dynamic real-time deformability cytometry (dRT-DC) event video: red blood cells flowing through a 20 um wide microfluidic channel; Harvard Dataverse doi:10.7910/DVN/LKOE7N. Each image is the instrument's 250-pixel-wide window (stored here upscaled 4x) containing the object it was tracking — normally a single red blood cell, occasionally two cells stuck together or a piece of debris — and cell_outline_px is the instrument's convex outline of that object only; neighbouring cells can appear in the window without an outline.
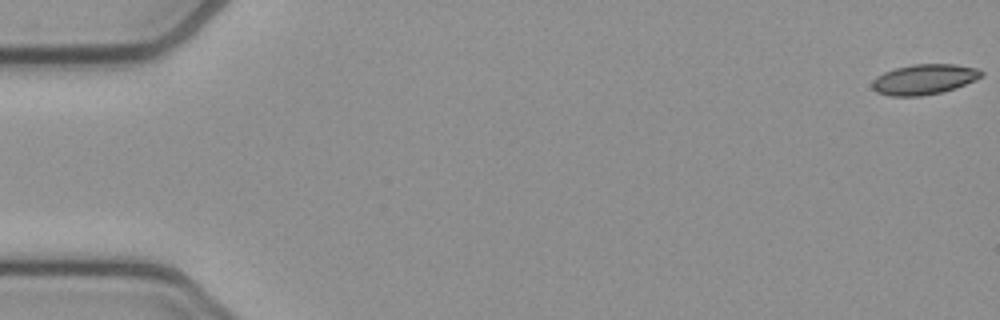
{"species": "common noctule bat (a hibernating species)", "species_latin": "Nyctalus noctula", "temperature_condition": "cold", "stored_images_in_passage": 54, "camera_frame_rate_fps": 3000, "um_per_image_px": 0.085, "animal": {"sex": "female", "body_mass_g": 21.9}, "frame": {"image": 1, "passage_image": 1, "time_ms": 0.0, "image_size_px": [1000, 320], "cell_outline_px": [[984, 76], [976, 80], [956, 88], [940, 92], [920, 96], [892, 96], [876, 92], [872, 88], [872, 80], [876, 76], [884, 72], [896, 68], [912, 64], [956, 64], [980, 68], [984, 72]], "centroid_in_image_um": [78.59, 6.73], "position_along_channel_um": 6.4, "area_um2": 19.48}}
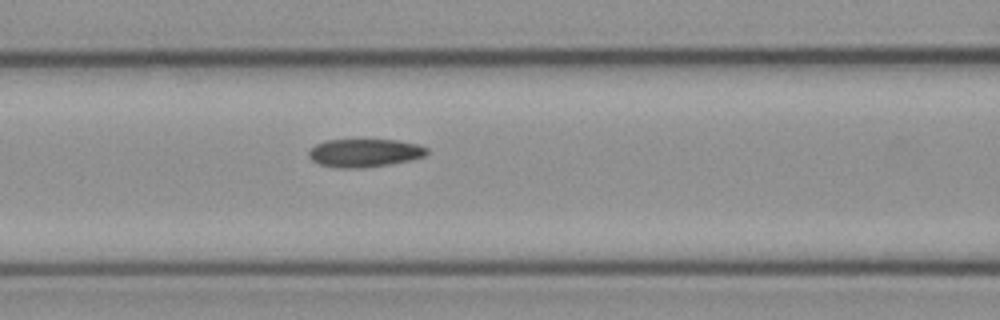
{"frame": {"image": 2, "passage_image": 23, "time_ms": 7.333, "image_size_px": [1000, 320], "cell_outline_px": [[428, 152], [424, 156], [412, 160], [364, 168], [336, 168], [320, 164], [312, 160], [308, 156], [308, 152], [316, 144], [324, 140], [396, 140], [420, 144], [428, 148]], "centroid_in_image_um": [31.0, 13.0], "position_along_channel_um": 135.6, "area_um2": 19.48}}
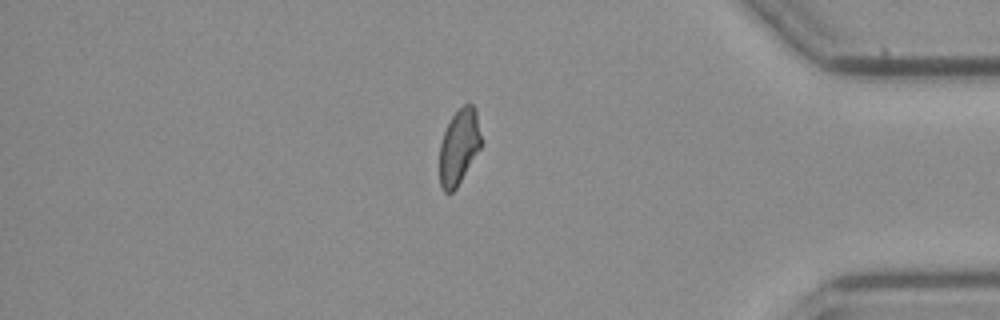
{"frame": {"image": 3, "passage_image": 46, "time_ms": 15.0, "image_size_px": [1000, 320], "cell_outline_px": [[480, 148], [456, 188], [452, 192], [444, 192], [440, 184], [440, 144], [444, 132], [452, 116], [464, 104], [472, 104], [476, 108], [480, 136]], "centroid_in_image_um": [39.0, 12.47], "position_along_channel_um": 396.2, "area_um2": 17.86}, "authors_computed_cell_mechanics": {"area_um2": 19.3919, "velocity_mm_per_s": 3.825, "shape_relaxation_time_tau1_ms": null, "shape_relaxation_time_tau2_ms": 4.4696, "deformation_change_tau1": null, "deformation_change_tau2": 0.094}}